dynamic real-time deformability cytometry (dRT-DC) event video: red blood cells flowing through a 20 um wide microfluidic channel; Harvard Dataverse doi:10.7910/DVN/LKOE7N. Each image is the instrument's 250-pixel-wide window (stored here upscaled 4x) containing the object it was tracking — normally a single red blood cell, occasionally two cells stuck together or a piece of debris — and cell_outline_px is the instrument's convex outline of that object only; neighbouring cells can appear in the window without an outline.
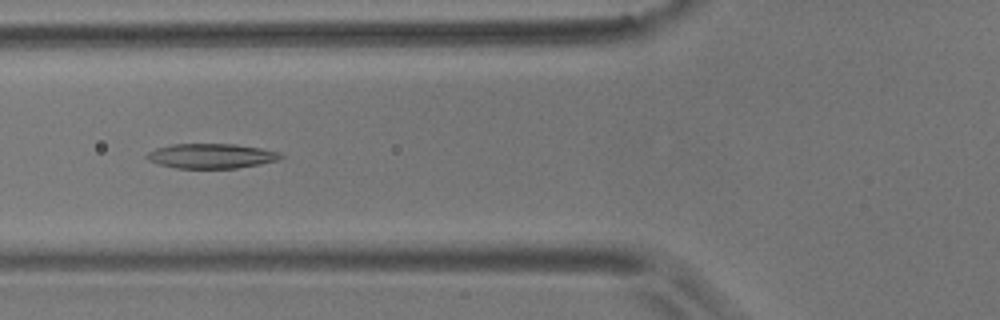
{"species": "common noctule bat (a hibernating species)", "species_latin": "Nyctalus noctula", "temperature_condition": "room temperature", "stored_images_in_passage": 7, "camera_frame_rate_fps": 3000, "um_per_image_px": 0.085, "animal": {"sex": "male", "body_mass_g": 17.9}, "frame": {"image": 1, "passage_image": 6, "time_ms": 1.667, "image_size_px": [1000, 320], "cell_outline_px": [[284, 156], [276, 160], [260, 164], [236, 168], [176, 168], [160, 164], [148, 160], [144, 156], [148, 152], [156, 148], [172, 144], [236, 144], [260, 148], [280, 152]], "centroid_in_image_um": [17.94, 13.25], "position_along_channel_um": 107.9, "area_um2": 19.25}}
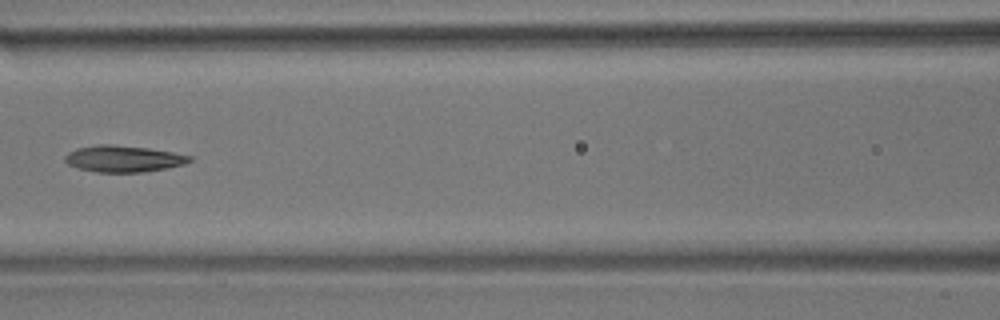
{"frame": {"image": 2, "passage_image": 7, "time_ms": 2.0, "image_size_px": [1000, 320], "cell_outline_px": [[192, 160], [184, 164], [168, 168], [144, 172], [96, 172], [80, 168], [68, 164], [64, 160], [64, 156], [68, 152], [76, 148], [100, 144], [112, 144], [148, 148], [172, 152], [192, 156]], "centroid_in_image_um": [10.49, 13.49], "position_along_channel_um": 156.1, "area_um2": 19.25}}